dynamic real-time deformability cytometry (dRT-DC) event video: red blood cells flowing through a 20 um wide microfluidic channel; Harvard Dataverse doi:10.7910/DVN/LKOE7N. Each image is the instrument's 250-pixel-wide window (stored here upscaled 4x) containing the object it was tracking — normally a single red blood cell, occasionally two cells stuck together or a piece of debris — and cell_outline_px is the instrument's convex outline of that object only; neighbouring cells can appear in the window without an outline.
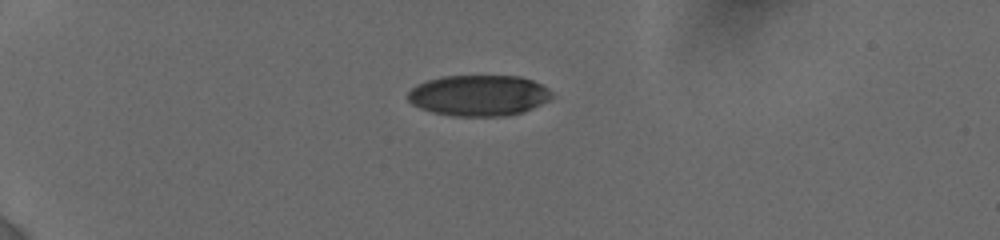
{"species": "human", "species_latin": "Homo sapiens", "temperature_condition": "cold", "stored_images_in_passage": 16, "camera_frame_rate_fps": 3000, "um_per_image_px": 0.085, "donor": {"sex": "female"}, "frame": {"image": 1, "passage_image": 1, "time_ms": 0.0, "image_size_px": [1000, 240], "cell_outline_px": [[552, 96], [548, 100], [532, 108], [508, 116], [452, 116], [432, 112], [420, 108], [412, 104], [408, 100], [408, 92], [416, 84], [428, 80], [444, 76], [520, 76], [532, 80], [548, 88], [552, 92]], "centroid_in_image_um": [40.68, 8.11], "position_along_channel_um": 44.3, "area_um2": 34.28}}
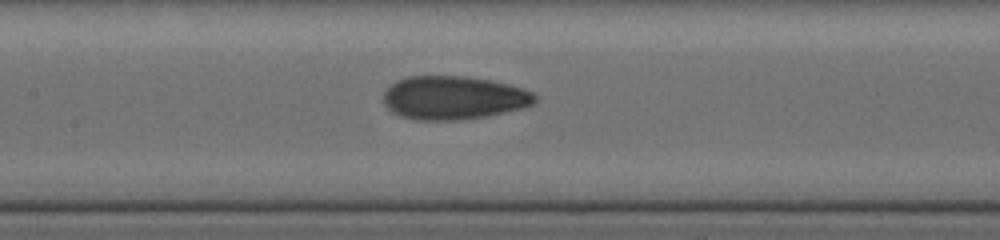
{"frame": {"image": 2, "passage_image": 14, "time_ms": 4.667, "image_size_px": [1000, 240], "cell_outline_px": [[536, 104], [524, 108], [488, 116], [460, 120], [416, 120], [400, 116], [392, 112], [384, 104], [384, 92], [396, 80], [408, 76], [464, 76], [488, 80], [508, 84], [524, 88], [536, 92]], "centroid_in_image_um": [38.6, 8.32], "position_along_channel_um": 168.8, "area_um2": 38.73}}
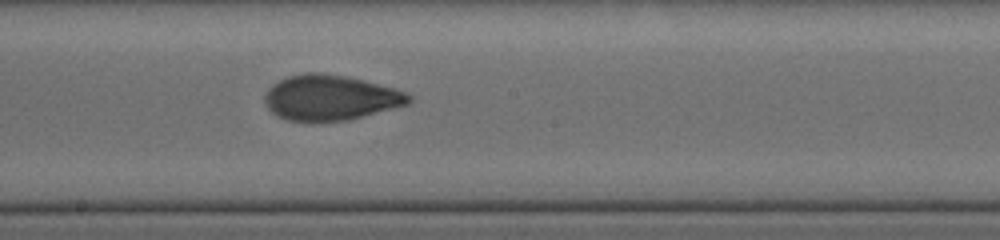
{"frame": {"image": 3, "passage_image": 16, "time_ms": 6.0, "image_size_px": [1000, 240], "cell_outline_px": [[412, 100], [408, 104], [348, 120], [288, 120], [276, 116], [268, 108], [264, 100], [264, 96], [268, 88], [272, 84], [288, 76], [304, 72], [324, 72], [364, 80], [396, 88], [408, 92], [412, 96]], "centroid_in_image_um": [28.09, 8.27], "position_along_channel_um": 220.1, "area_um2": 37.97}}